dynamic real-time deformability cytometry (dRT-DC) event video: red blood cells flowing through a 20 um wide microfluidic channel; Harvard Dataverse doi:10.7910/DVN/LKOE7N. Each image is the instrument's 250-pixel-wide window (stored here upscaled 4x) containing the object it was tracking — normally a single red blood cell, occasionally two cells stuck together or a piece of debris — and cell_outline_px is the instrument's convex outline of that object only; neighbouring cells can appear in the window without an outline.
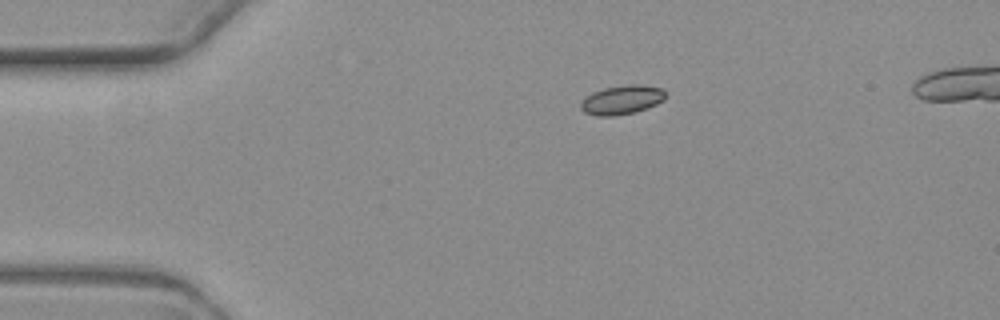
{"species": "common noctule bat (a hibernating species)", "species_latin": "Nyctalus noctula", "temperature_condition": "warm", "stored_images_in_passage": 5, "camera_frame_rate_fps": 3000, "um_per_image_px": 0.085, "animal": {"sex": "female", "body_mass_g": 19.3, "forearm_length_mm": 54.1}, "frame": {"image": 1, "passage_image": 5, "time_ms": 6.333, "image_size_px": [1000, 320], "cell_outline_px": [[664, 100], [656, 104], [636, 112], [612, 116], [596, 116], [584, 112], [580, 108], [580, 104], [592, 92], [604, 88], [632, 84], [640, 84], [660, 88], [664, 92]], "centroid_in_image_um": [52.84, 8.49], "position_along_channel_um": 32.2, "area_um2": 14.16}}